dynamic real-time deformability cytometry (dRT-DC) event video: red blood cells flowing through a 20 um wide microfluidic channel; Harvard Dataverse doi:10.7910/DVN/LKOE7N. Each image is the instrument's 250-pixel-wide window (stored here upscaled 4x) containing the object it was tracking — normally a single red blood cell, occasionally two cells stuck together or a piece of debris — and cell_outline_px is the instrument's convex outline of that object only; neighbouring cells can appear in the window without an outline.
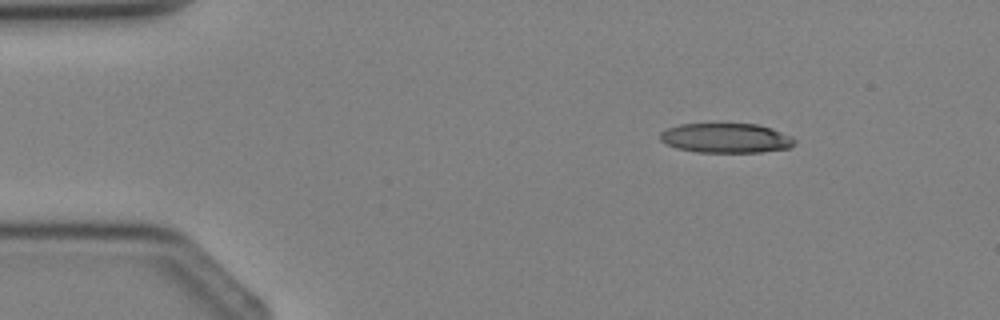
{"species": "Egyptian fruit bat (a non-hibernating species)", "species_latin": "Rousettus aegyptiacus", "temperature_condition": "cold", "stored_images_in_passage": 3, "camera_frame_rate_fps": 3000, "um_per_image_px": 0.085, "animal": {"sex": "female"}, "frame": {"image": 1, "passage_image": 1, "time_ms": 0.0, "image_size_px": [1000, 320], "cell_outline_px": [[796, 140], [788, 148], [760, 152], [700, 152], [676, 148], [660, 140], [660, 132], [668, 128], [680, 124], [756, 124], [772, 128], [792, 136]], "centroid_in_image_um": [61.71, 11.73], "position_along_channel_um": 23.3, "area_um2": 23.06}}